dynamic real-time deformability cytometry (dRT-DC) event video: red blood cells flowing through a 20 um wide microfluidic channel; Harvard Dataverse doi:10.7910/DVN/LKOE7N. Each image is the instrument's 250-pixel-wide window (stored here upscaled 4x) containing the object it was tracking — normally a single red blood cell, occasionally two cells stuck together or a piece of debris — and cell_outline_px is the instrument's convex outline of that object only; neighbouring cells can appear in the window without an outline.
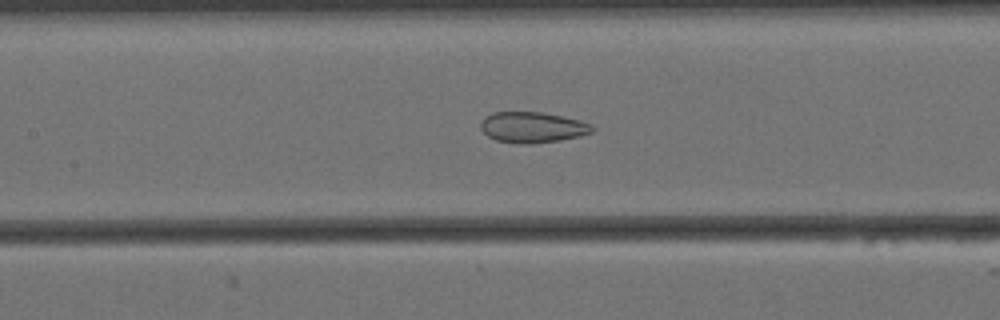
{"species": "Egyptian fruit bat (a non-hibernating species)", "species_latin": "Rousettus aegyptiacus", "temperature_condition": "cold", "stored_images_in_passage": 49, "camera_frame_rate_fps": 3000, "um_per_image_px": 0.085, "animal": {"sex": "female"}, "frame": {"image": 1, "passage_image": 17, "time_ms": 5.333, "image_size_px": [1000, 320], "cell_outline_px": [[596, 128], [592, 132], [580, 136], [560, 140], [532, 144], [524, 144], [496, 140], [488, 136], [480, 128], [480, 120], [484, 116], [492, 112], [540, 112], [580, 120], [592, 124]], "centroid_in_image_um": [45.25, 10.82], "position_along_channel_um": 162.1, "area_um2": 20.11}}
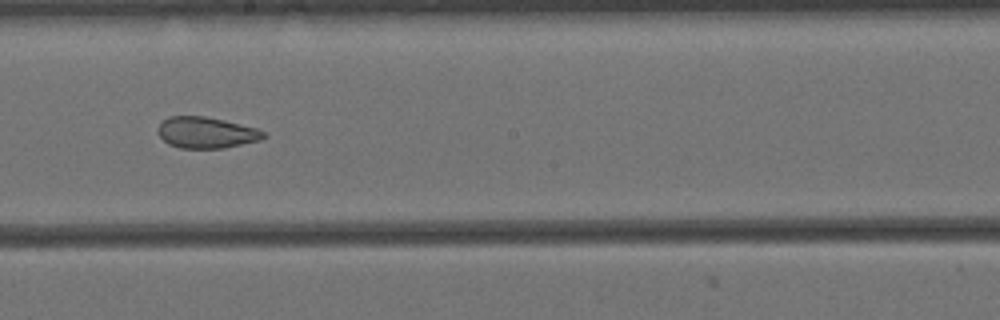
{"frame": {"image": 2, "passage_image": 23, "time_ms": 7.333, "image_size_px": [1000, 320], "cell_outline_px": [[268, 136], [260, 140], [224, 148], [180, 148], [168, 144], [156, 132], [156, 128], [168, 116], [204, 116], [224, 120], [256, 128], [264, 132]], "centroid_in_image_um": [17.51, 11.27], "position_along_channel_um": 230.7, "area_um2": 19.25}}
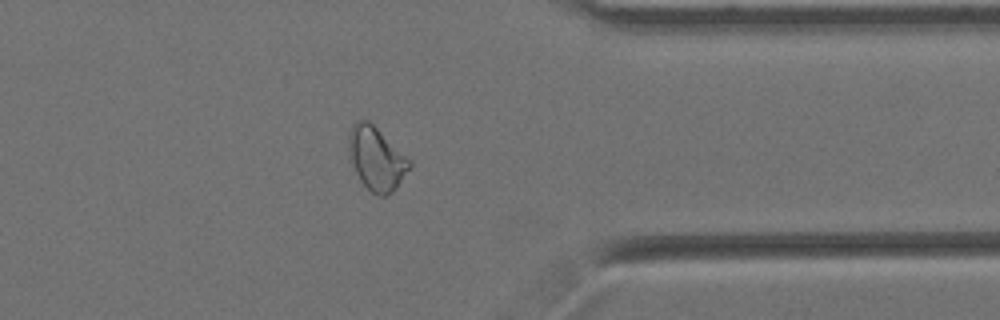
{"frame": {"image": 3, "passage_image": 37, "time_ms": 12.0, "image_size_px": [1000, 320], "cell_outline_px": [[412, 164], [396, 188], [388, 196], [376, 196], [360, 180], [348, 156], [348, 136], [352, 124], [356, 120], [368, 120], [412, 160]], "centroid_in_image_um": [31.99, 13.47], "position_along_channel_um": 379.4, "area_um2": 22.54}, "authors_computed_cell_mechanics": {"area_um2": 22.253, "velocity_mm_per_s": 3.447, "shape_relaxation_time_tau1_ms": null, "shape_relaxation_time_tau2_ms": 1.6789, "deformation_change_tau1": null, "deformation_change_tau2": 0.0825}}